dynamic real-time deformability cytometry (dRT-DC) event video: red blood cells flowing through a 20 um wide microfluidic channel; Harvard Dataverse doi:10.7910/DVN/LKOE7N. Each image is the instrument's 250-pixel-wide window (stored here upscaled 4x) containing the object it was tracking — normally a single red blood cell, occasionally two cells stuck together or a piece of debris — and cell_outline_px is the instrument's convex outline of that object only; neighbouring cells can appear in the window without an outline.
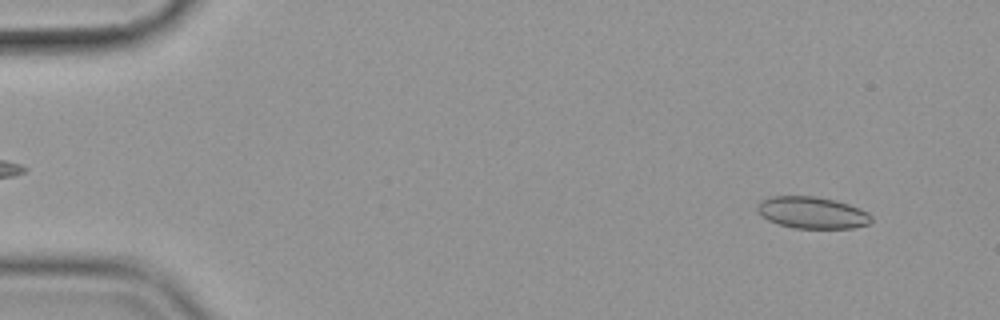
{"species": "common noctule bat (a hibernating species)", "species_latin": "Nyctalus noctula", "temperature_condition": "cold", "stored_images_in_passage": 55, "camera_frame_rate_fps": 3000, "um_per_image_px": 0.085, "animal": {"sex": "female", "body_mass_g": 19.9}, "frame": {"image": 1, "passage_image": 4, "time_ms": 1.0, "image_size_px": [1000, 320], "cell_outline_px": [[872, 220], [868, 224], [852, 228], [796, 228], [780, 224], [768, 220], [756, 212], [756, 204], [760, 200], [768, 196], [816, 196], [836, 200], [860, 208], [868, 212], [872, 216]], "centroid_in_image_um": [69.0, 18.06], "position_along_channel_um": 16.0, "area_um2": 21.33}}
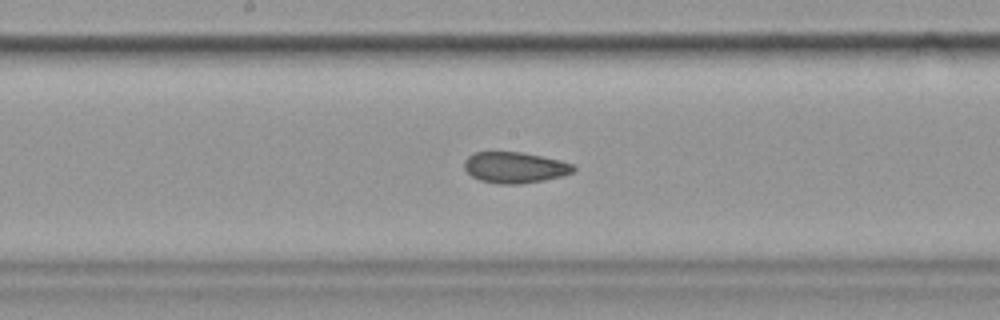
{"frame": {"image": 2, "passage_image": 29, "time_ms": 9.333, "image_size_px": [1000, 320], "cell_outline_px": [[576, 168], [572, 172], [564, 176], [544, 180], [520, 184], [496, 184], [480, 180], [472, 176], [464, 168], [464, 160], [472, 152], [520, 152], [560, 160], [572, 164]], "centroid_in_image_um": [43.74, 14.24], "position_along_channel_um": 204.5, "area_um2": 19.77}}
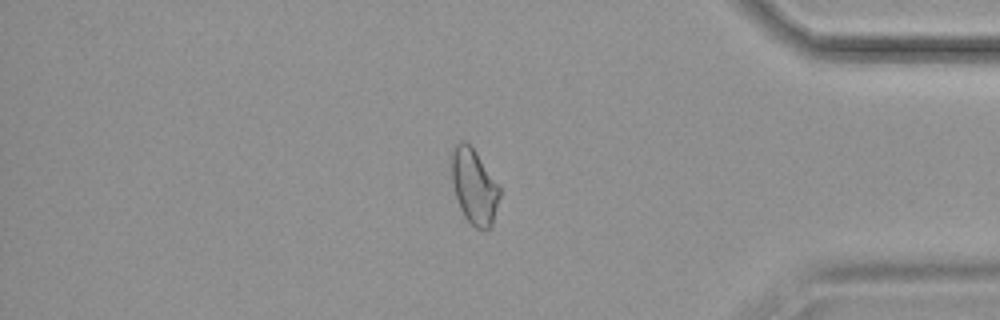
{"frame": {"image": 3, "passage_image": 47, "time_ms": 15.333, "image_size_px": [1000, 320], "cell_outline_px": [[500, 196], [492, 228], [484, 232], [480, 232], [464, 216], [460, 208], [452, 184], [448, 160], [452, 144], [460, 140], [464, 140], [476, 152], [500, 188]], "centroid_in_image_um": [40.25, 15.83], "position_along_channel_um": 395.0, "area_um2": 21.79}, "authors_computed_cell_mechanics": {"area_um2": 20.9814, "velocity_mm_per_s": 3.5852, "shape_relaxation_time_tau1_ms": null, "shape_relaxation_time_tau2_ms": 3.5483, "deformation_change_tau1": null, "deformation_change_tau2": 0.0784}}